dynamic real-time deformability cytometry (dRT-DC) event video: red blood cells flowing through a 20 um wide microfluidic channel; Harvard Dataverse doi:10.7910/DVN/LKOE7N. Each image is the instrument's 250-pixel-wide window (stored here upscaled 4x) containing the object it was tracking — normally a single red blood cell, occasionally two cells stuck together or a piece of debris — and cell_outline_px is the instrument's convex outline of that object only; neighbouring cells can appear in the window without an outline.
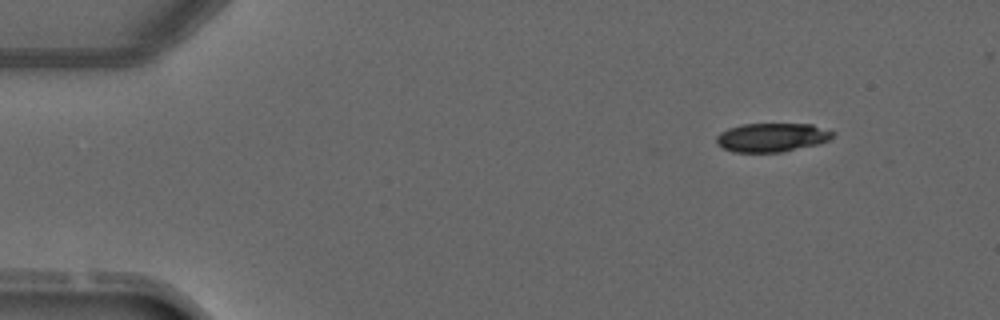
{"species": "common noctule bat (a hibernating species)", "species_latin": "Nyctalus noctula", "temperature_condition": "warm", "stored_images_in_passage": 3, "camera_frame_rate_fps": 3000, "um_per_image_px": 0.085, "animal": {"sex": "male", "forearm_length_mm": 52.5}, "frame": {"image": 1, "passage_image": 1, "time_ms": 0.0, "image_size_px": [1000, 320], "cell_outline_px": [[836, 132], [828, 140], [820, 144], [784, 152], [732, 152], [716, 144], [716, 136], [720, 132], [728, 128], [740, 124], [812, 124]], "centroid_in_image_um": [65.61, 11.68], "position_along_channel_um": 19.4, "area_um2": 19.77}}